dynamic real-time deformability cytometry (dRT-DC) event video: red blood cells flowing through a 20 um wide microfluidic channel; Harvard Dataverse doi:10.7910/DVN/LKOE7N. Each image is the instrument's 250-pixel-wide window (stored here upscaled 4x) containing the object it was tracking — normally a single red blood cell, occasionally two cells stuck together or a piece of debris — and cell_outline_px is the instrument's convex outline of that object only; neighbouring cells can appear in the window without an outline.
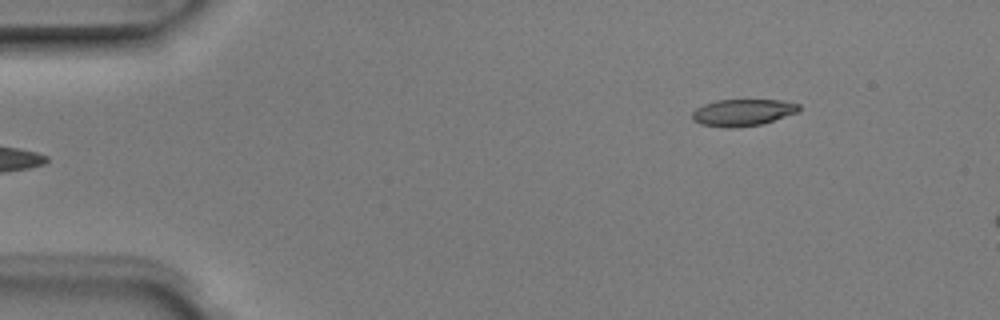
{"species": "Egyptian fruit bat (a non-hibernating species)", "species_latin": "Rousettus aegyptiacus", "temperature_condition": "room temperature", "stored_images_in_passage": 2, "camera_frame_rate_fps": 3000, "um_per_image_px": 0.085, "animal": {"sex": "male"}, "frame": {"image": 1, "passage_image": 2, "time_ms": 0.333, "image_size_px": [1000, 320], "cell_outline_px": [[800, 112], [760, 124], [736, 128], [728, 128], [700, 124], [692, 120], [692, 112], [696, 108], [704, 104], [716, 100], [780, 100], [800, 104]], "centroid_in_image_um": [63.13, 9.56], "position_along_channel_um": 21.9, "area_um2": 16.76}}